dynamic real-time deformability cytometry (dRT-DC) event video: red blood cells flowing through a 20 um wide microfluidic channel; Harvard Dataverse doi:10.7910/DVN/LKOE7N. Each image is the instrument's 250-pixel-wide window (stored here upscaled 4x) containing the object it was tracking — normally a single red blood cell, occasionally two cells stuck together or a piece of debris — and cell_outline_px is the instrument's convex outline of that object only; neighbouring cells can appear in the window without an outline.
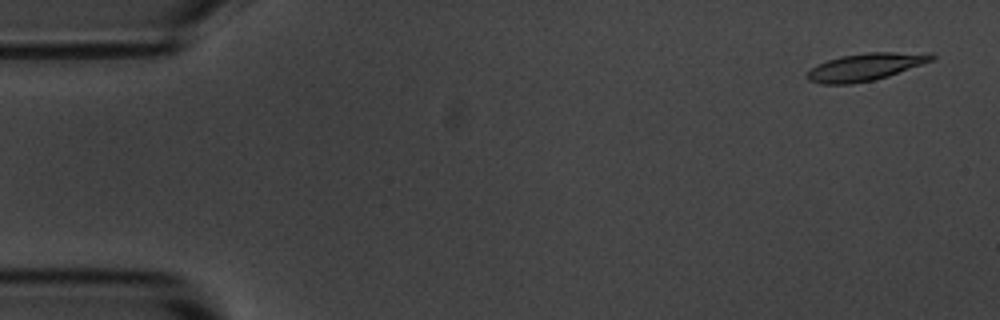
{"species": "common noctule bat (a hibernating species)", "species_latin": "Nyctalus noctula", "temperature_condition": "room temperature", "stored_images_in_passage": 5, "camera_frame_rate_fps": 3000, "um_per_image_px": 0.085, "animal": {"sex": "male", "body_mass_g": 20.1, "forearm_length_mm": 53.5}, "frame": {"image": 1, "passage_image": 1, "time_ms": 0.0, "image_size_px": [1000, 320], "cell_outline_px": [[936, 56], [932, 60], [888, 76], [872, 80], [852, 84], [820, 84], [808, 80], [804, 76], [812, 68], [828, 60], [840, 56], [868, 52], [932, 52]], "centroid_in_image_um": [73.57, 5.68], "position_along_channel_um": 11.4, "area_um2": 19.83}}
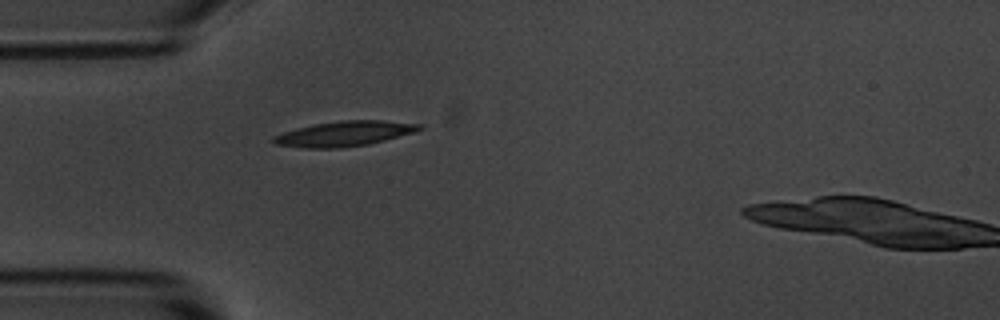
{"frame": {"image": 2, "passage_image": 4, "time_ms": 4.333, "image_size_px": [1000, 320], "cell_outline_px": [[424, 128], [416, 132], [368, 144], [340, 148], [304, 148], [276, 144], [272, 140], [272, 136], [296, 128], [312, 124], [340, 120], [380, 120], [424, 124]], "centroid_in_image_um": [29.3, 11.35], "position_along_channel_um": 55.7, "area_um2": 21.44}}